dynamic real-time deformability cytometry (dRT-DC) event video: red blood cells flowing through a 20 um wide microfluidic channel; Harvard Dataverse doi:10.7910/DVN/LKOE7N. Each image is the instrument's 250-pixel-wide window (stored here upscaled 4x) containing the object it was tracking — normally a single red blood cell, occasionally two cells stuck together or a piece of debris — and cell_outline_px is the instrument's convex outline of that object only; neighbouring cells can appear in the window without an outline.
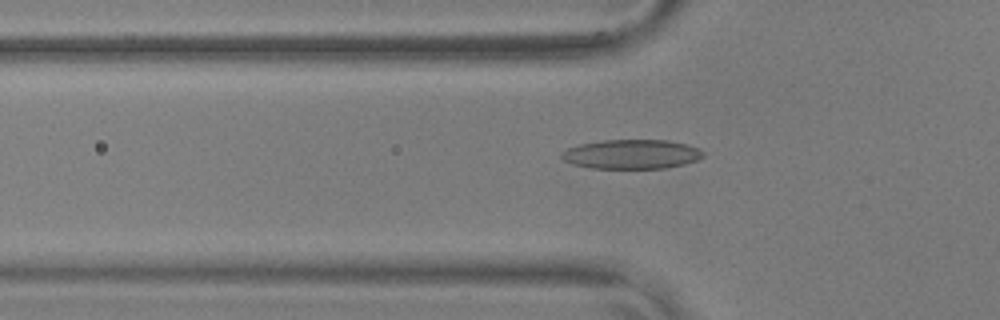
{"species": "common noctule bat (a hibernating species)", "species_latin": "Nyctalus noctula", "temperature_condition": "warm", "stored_images_in_passage": 32, "camera_frame_rate_fps": 3000, "um_per_image_px": 0.085, "animal": {"sex": "male", "body_mass_g": 17.9, "forearm_length_mm": 54.2}, "frame": {"image": 1, "passage_image": 6, "time_ms": 1.667, "image_size_px": [1000, 320], "cell_outline_px": [[704, 156], [696, 160], [684, 164], [664, 168], [592, 168], [572, 164], [564, 160], [560, 156], [560, 152], [568, 148], [580, 144], [604, 140], [668, 140], [700, 148], [704, 152]], "centroid_in_image_um": [53.67, 13.1], "position_along_channel_um": 72.1, "area_um2": 24.16}}
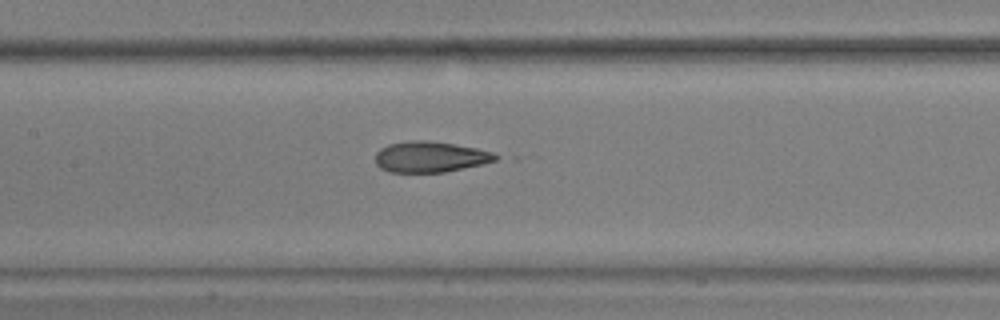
{"frame": {"image": 2, "passage_image": 14, "time_ms": 4.333, "image_size_px": [1000, 320], "cell_outline_px": [[500, 156], [496, 160], [484, 164], [444, 172], [388, 172], [380, 168], [376, 164], [376, 152], [380, 148], [388, 144], [412, 140], [424, 140], [452, 144], [476, 148], [492, 152]], "centroid_in_image_um": [36.56, 13.34], "position_along_channel_um": 170.8, "area_um2": 21.56}}
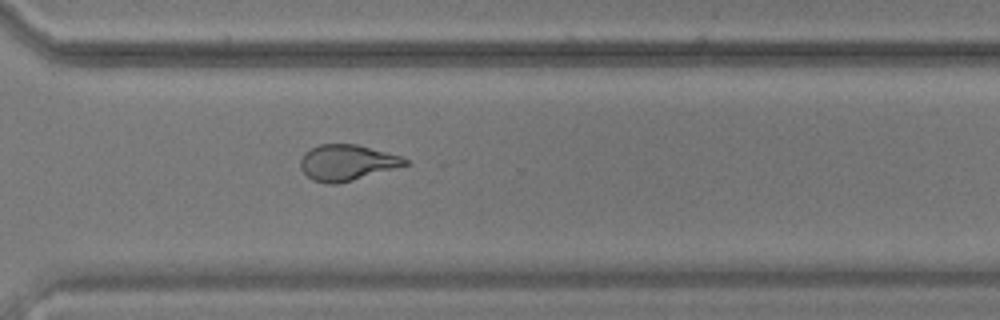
{"frame": {"image": 3, "passage_image": 28, "time_ms": 9.0, "image_size_px": [1000, 320], "cell_outline_px": [[408, 164], [396, 168], [352, 180], [336, 184], [328, 184], [312, 180], [300, 168], [300, 160], [304, 152], [320, 144], [356, 144], [400, 156], [408, 160]], "centroid_in_image_um": [29.45, 13.82], "position_along_channel_um": 341.1, "area_um2": 21.62}, "authors_computed_cell_mechanics": {"area_um2": 21.7617, "velocity_mm_per_s": 3.6659, "shape_relaxation_time_tau1_ms": null, "shape_relaxation_time_tau2_ms": 1.5845, "deformation_change_tau1": null, "deformation_change_tau2": 0.0905}}